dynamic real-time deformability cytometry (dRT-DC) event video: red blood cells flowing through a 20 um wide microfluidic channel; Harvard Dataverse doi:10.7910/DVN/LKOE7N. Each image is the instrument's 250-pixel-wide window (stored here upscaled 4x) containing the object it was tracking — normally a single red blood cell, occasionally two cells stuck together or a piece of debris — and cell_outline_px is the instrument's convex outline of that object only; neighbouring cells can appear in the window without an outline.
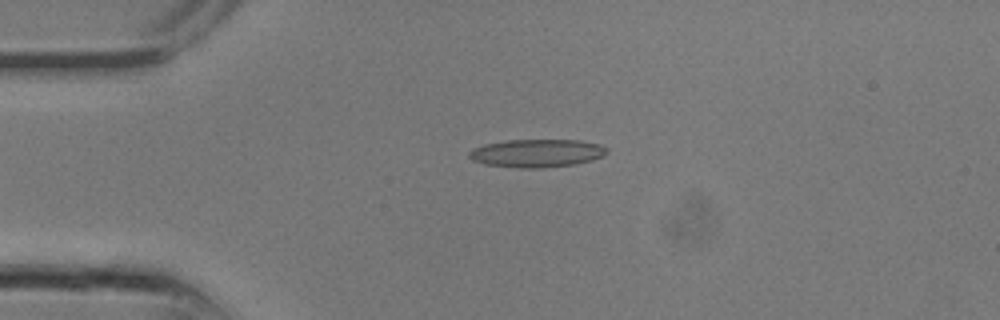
{"species": "common noctule bat (a hibernating species)", "species_latin": "Nyctalus noctula", "temperature_condition": "room temperature", "stored_images_in_passage": 6, "camera_frame_rate_fps": 3000, "um_per_image_px": 0.085, "animal": {"sex": "male", "body_mass_g": 13.3}, "frame": {"image": 1, "passage_image": 1, "time_ms": 0.0, "image_size_px": [1000, 320], "cell_outline_px": [[608, 152], [592, 160], [576, 164], [544, 168], [520, 168], [484, 164], [472, 160], [468, 156], [468, 152], [472, 148], [484, 144], [508, 140], [580, 140], [600, 144], [608, 148]], "centroid_in_image_um": [45.61, 13.02], "position_along_channel_um": 39.4, "area_um2": 22.66}}
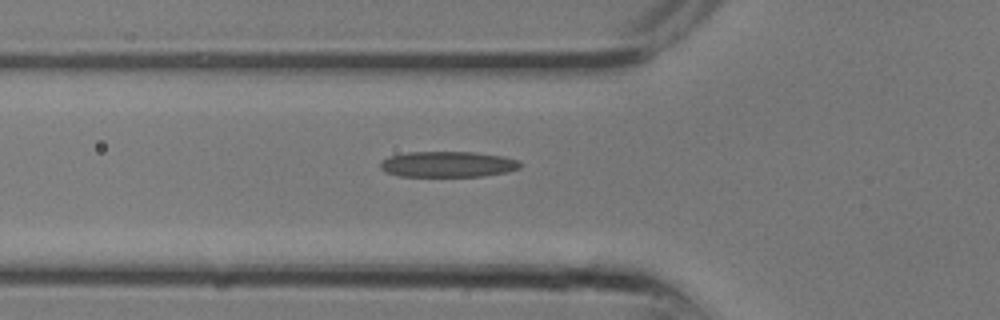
{"frame": {"image": 2, "passage_image": 4, "time_ms": 1.0, "image_size_px": [1000, 320], "cell_outline_px": [[524, 164], [520, 168], [508, 172], [484, 176], [396, 176], [384, 172], [380, 168], [380, 160], [388, 156], [408, 152], [472, 152], [504, 156], [520, 160]], "centroid_in_image_um": [38.07, 13.96], "position_along_channel_um": 87.7, "area_um2": 21.39}}
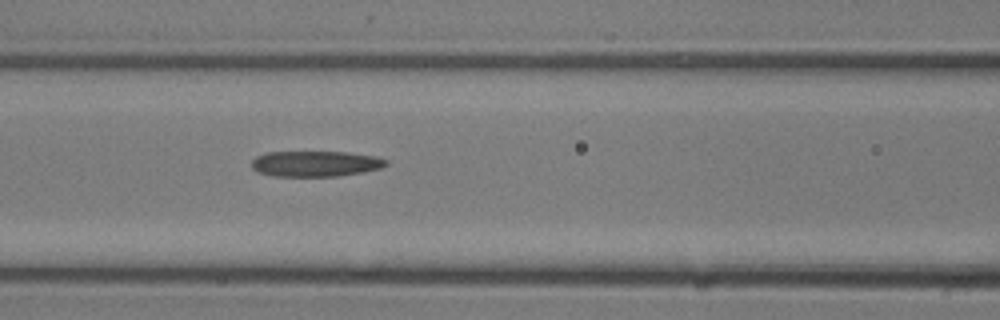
{"frame": {"image": 3, "passage_image": 6, "time_ms": 1.667, "image_size_px": [1000, 320], "cell_outline_px": [[388, 164], [380, 168], [364, 172], [340, 176], [272, 176], [256, 172], [252, 168], [252, 160], [256, 156], [268, 152], [344, 152], [376, 156], [388, 160]], "centroid_in_image_um": [26.81, 13.92], "position_along_channel_um": 139.8, "area_um2": 20.23}}